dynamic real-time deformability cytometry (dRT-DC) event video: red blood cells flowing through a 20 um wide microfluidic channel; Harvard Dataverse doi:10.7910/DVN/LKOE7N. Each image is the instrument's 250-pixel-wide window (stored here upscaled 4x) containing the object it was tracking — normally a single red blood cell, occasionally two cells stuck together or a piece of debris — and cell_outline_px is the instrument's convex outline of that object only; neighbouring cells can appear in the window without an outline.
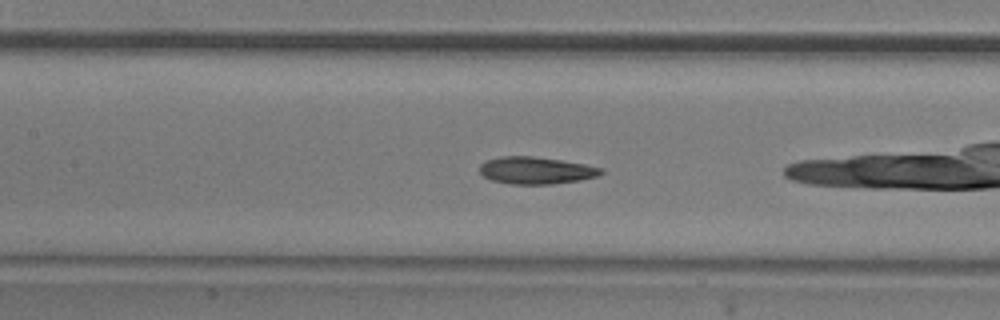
{"species": "common noctule bat (a hibernating species)", "species_latin": "Nyctalus noctula", "temperature_condition": "room temperature", "stored_images_in_passage": 53, "camera_frame_rate_fps": 3000, "um_per_image_px": 0.085, "animal": {"sex": "male", "body_mass_g": 20.5, "forearm_length_mm": 52.5}, "frame": {"image": 1, "passage_image": 22, "time_ms": 7.0, "image_size_px": [1000, 320], "cell_outline_px": [[604, 172], [596, 176], [580, 180], [552, 184], [512, 184], [492, 180], [484, 176], [480, 172], [480, 164], [488, 160], [500, 156], [532, 156], [560, 160], [584, 164], [604, 168]], "centroid_in_image_um": [45.57, 14.48], "position_along_channel_um": 161.8, "area_um2": 19.07}}
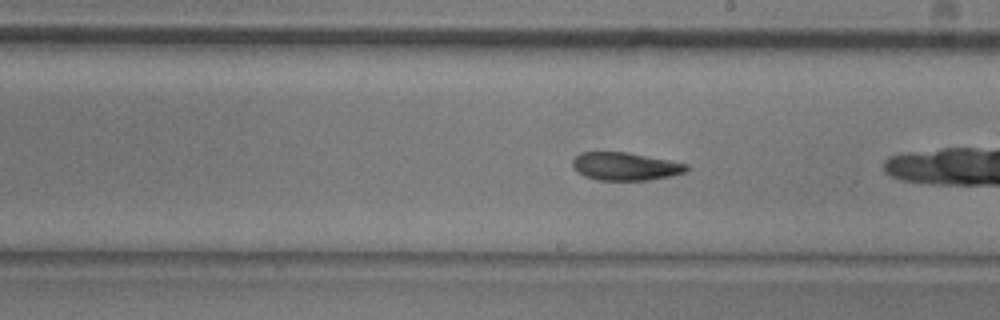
{"frame": {"image": 2, "passage_image": 28, "time_ms": 9.0, "image_size_px": [1000, 320], "cell_outline_px": [[688, 168], [684, 172], [668, 176], [648, 180], [596, 180], [584, 176], [572, 168], [572, 160], [580, 152], [628, 152], [688, 164]], "centroid_in_image_um": [53.09, 14.14], "position_along_channel_um": 235.9, "area_um2": 18.5}}
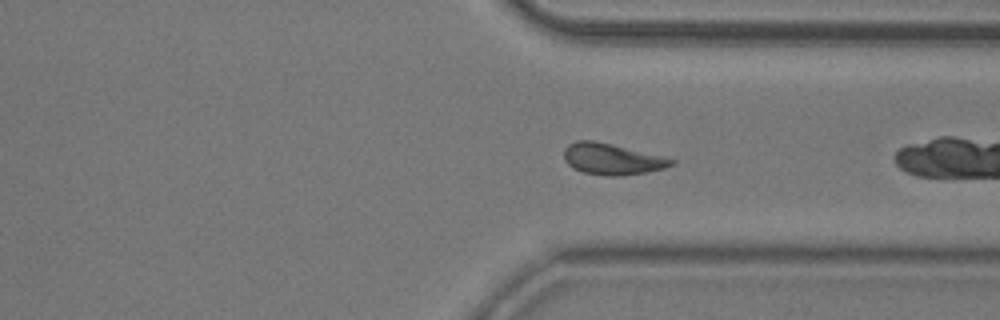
{"frame": {"image": 3, "passage_image": 38, "time_ms": 12.333, "image_size_px": [1000, 320], "cell_outline_px": [[676, 164], [664, 168], [644, 172], [620, 176], [608, 176], [584, 172], [572, 168], [564, 160], [564, 148], [568, 144], [576, 140], [592, 140], [676, 160]], "centroid_in_image_um": [51.96, 13.53], "position_along_channel_um": 359.4, "area_um2": 19.13}, "authors_computed_cell_mechanics": {"area_um2": 19.7098, "velocity_mm_per_s": 3.7151, "shape_relaxation_time_tau1_ms": 10.7114, "shape_relaxation_time_tau2_ms": 4.4896, "deformation_change_tau1": 0.217, "deformation_change_tau2": 0.1299}}